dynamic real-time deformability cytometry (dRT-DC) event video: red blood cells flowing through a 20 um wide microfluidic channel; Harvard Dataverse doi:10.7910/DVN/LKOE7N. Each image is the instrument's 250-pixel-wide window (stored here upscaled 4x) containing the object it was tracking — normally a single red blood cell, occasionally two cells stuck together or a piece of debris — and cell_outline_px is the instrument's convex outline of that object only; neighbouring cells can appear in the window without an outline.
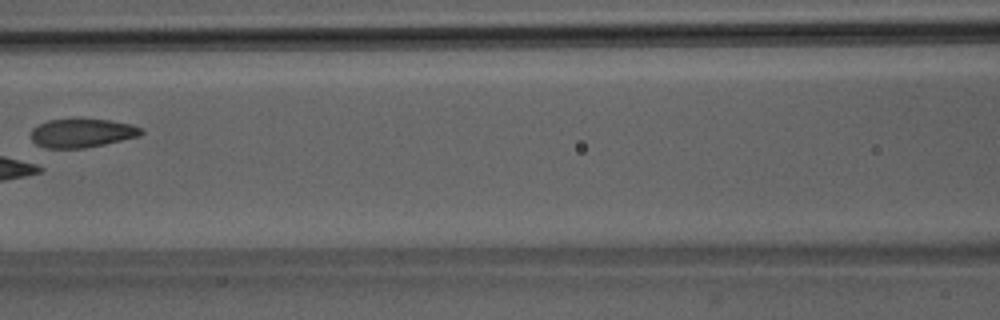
{"species": "Egyptian fruit bat (a non-hibernating species)", "species_latin": "Rousettus aegyptiacus", "temperature_condition": "room temperature", "stored_images_in_passage": 7, "camera_frame_rate_fps": 3000, "um_per_image_px": 0.085, "animal": {"sex": "male"}, "frame": {"image": 1, "passage_image": 6, "time_ms": 6.667, "image_size_px": [1000, 320], "cell_outline_px": [[144, 132], [140, 136], [104, 144], [84, 148], [44, 148], [36, 144], [32, 140], [32, 128], [48, 120], [80, 116], [108, 120], [132, 124], [140, 128]], "centroid_in_image_um": [6.96, 11.27], "position_along_channel_um": 159.6, "area_um2": 19.02}}